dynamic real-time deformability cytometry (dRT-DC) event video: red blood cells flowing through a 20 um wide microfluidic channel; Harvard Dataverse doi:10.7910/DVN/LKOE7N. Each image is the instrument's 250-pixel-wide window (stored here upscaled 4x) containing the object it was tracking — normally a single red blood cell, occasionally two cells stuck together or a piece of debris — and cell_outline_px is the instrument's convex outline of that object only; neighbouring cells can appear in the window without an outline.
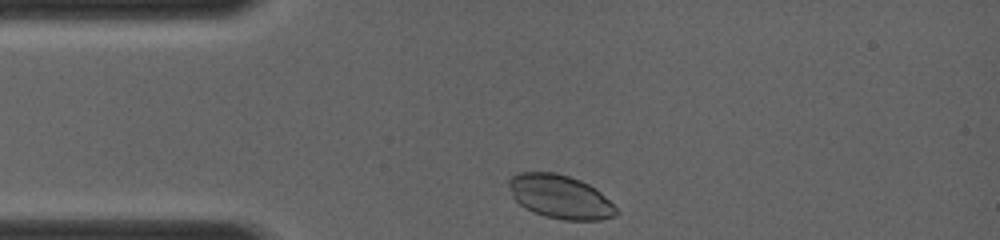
{"species": "common noctule bat (a hibernating species)", "species_latin": "Nyctalus noctula", "temperature_condition": "room temperature", "stored_images_in_passage": 24, "camera_frame_rate_fps": 4000, "um_per_image_px": 0.085, "animal": {"sex": "female", "body_mass_g": 19.0, "forearm_length_mm": 56.7}, "frame": {"image": 1, "passage_image": 1, "time_ms": 0.0, "image_size_px": [1000, 240], "cell_outline_px": [[620, 212], [616, 216], [600, 220], [564, 220], [544, 216], [532, 212], [524, 208], [512, 196], [508, 184], [508, 180], [512, 176], [520, 172], [556, 172], [580, 180], [596, 188]], "centroid_in_image_um": [47.6, 16.73], "position_along_channel_um": 37.4, "area_um2": 27.4}}
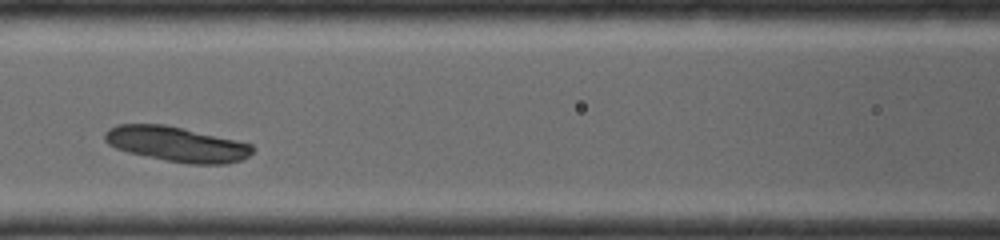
{"frame": {"image": 2, "passage_image": 12, "time_ms": 3.0, "image_size_px": [1000, 240], "cell_outline_px": [[256, 148], [244, 160], [224, 164], [188, 164], [128, 152], [116, 148], [108, 144], [104, 140], [104, 132], [108, 128], [116, 124], [164, 124], [184, 128], [236, 140], [252, 144]], "centroid_in_image_um": [15.03, 12.24], "position_along_channel_um": 151.6, "area_um2": 30.23}}
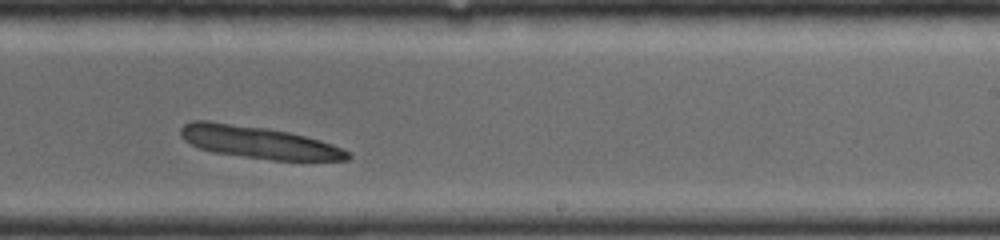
{"frame": {"image": 3, "passage_image": 22, "time_ms": 5.5, "image_size_px": [1000, 240], "cell_outline_px": [[352, 156], [348, 160], [272, 160], [212, 152], [200, 148], [184, 140], [180, 136], [180, 128], [184, 124], [192, 120], [208, 120], [268, 128], [288, 132], [320, 140], [332, 144], [348, 152]], "centroid_in_image_um": [21.93, 12.08], "position_along_channel_um": 267.1, "area_um2": 31.27}}